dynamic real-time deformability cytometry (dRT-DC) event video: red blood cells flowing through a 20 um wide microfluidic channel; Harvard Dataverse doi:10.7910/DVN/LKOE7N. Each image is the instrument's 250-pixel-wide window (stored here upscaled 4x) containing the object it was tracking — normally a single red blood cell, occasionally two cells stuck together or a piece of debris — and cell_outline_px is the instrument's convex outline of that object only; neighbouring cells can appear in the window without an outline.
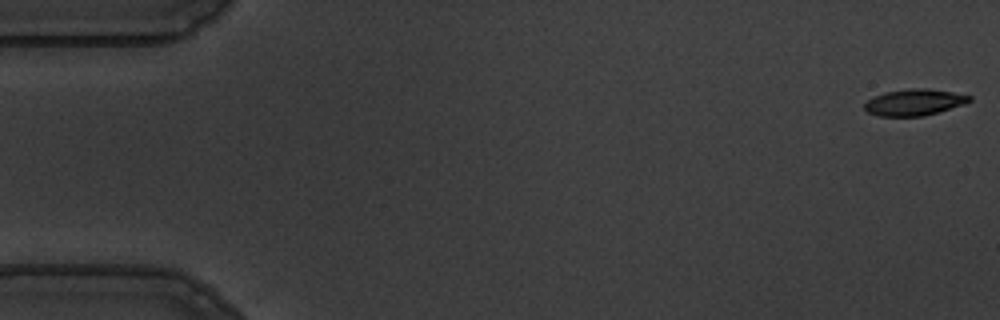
{"species": "common noctule bat (a hibernating species)", "species_latin": "Nyctalus noctula", "temperature_condition": "warm", "stored_images_in_passage": 56, "camera_frame_rate_fps": 3000, "um_per_image_px": 0.085, "animal": {"sex": "male", "body_mass_g": 19.5, "forearm_length_mm": 54.6}, "frame": {"image": 1, "passage_image": 1, "time_ms": 0.0, "image_size_px": [1000, 320], "cell_outline_px": [[972, 100], [964, 104], [924, 116], [880, 116], [868, 112], [864, 108], [864, 104], [868, 100], [884, 92], [912, 88], [924, 88], [952, 92], [972, 96]], "centroid_in_image_um": [77.72, 8.69], "position_along_channel_um": 7.3, "area_um2": 15.95}}
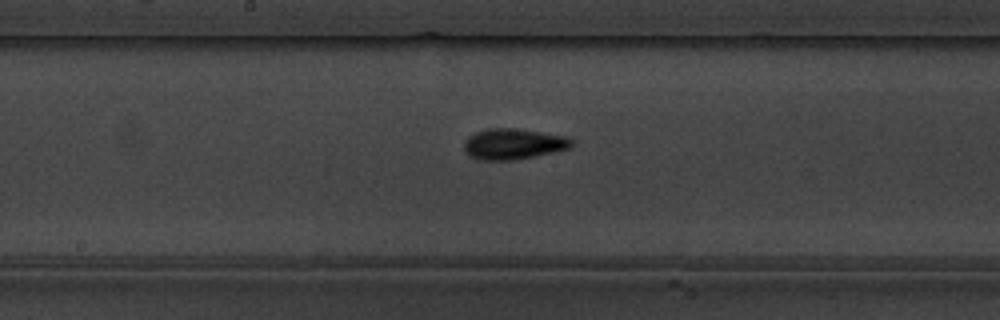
{"frame": {"image": 2, "passage_image": 29, "time_ms": 9.333, "image_size_px": [1000, 320], "cell_outline_px": [[572, 144], [568, 148], [552, 152], [512, 160], [476, 160], [468, 156], [464, 148], [464, 140], [468, 136], [476, 132], [488, 128], [516, 128], [564, 136], [572, 140]], "centroid_in_image_um": [43.54, 12.24], "position_along_channel_um": 204.7, "area_um2": 19.13}}
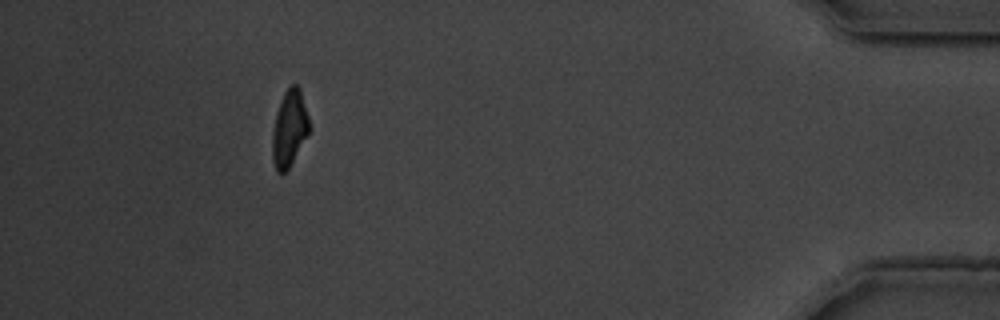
{"frame": {"image": 3, "passage_image": 51, "time_ms": 16.667, "image_size_px": [1000, 320], "cell_outline_px": [[312, 128], [288, 168], [284, 172], [276, 172], [272, 160], [272, 132], [276, 112], [280, 100], [284, 92], [292, 84], [296, 84], [300, 88]], "centroid_in_image_um": [24.6, 10.89], "position_along_channel_um": 410.6, "area_um2": 16.59}, "authors_computed_cell_mechanics": {"area_um2": 17.4556, "velocity_mm_per_s": 3.6193, "shape_relaxation_time_tau1_ms": 2.8701, "shape_relaxation_time_tau2_ms": 2.8754, "deformation_change_tau1": 0.1863, "deformation_change_tau2": 0.1024}}